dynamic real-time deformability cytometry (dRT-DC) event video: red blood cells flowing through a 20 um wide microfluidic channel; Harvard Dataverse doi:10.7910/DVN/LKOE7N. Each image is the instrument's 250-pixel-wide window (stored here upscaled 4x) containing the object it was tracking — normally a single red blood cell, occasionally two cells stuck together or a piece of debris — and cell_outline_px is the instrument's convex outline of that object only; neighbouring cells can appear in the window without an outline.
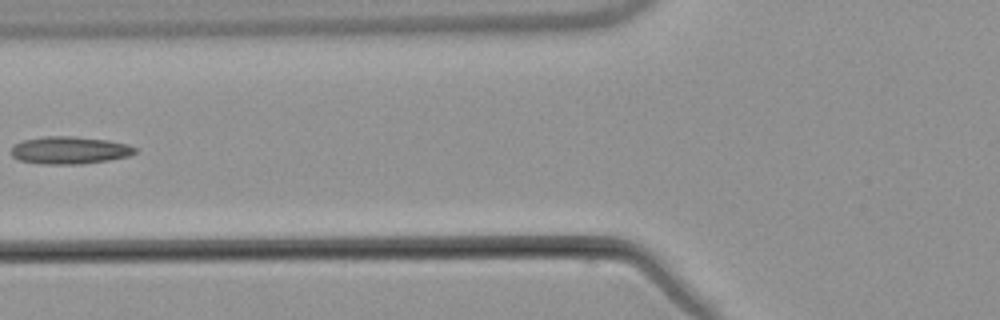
{"species": "common noctule bat (a hibernating species)", "species_latin": "Nyctalus noctula", "temperature_condition": "warm", "stored_images_in_passage": 7, "camera_frame_rate_fps": 3000, "um_per_image_px": 0.085, "animal": {"sex": "male", "body_mass_g": 21.5, "forearm_length_mm": 52.0}, "frame": {"image": 1, "passage_image": 6, "time_ms": 7.0, "image_size_px": [1000, 320], "cell_outline_px": [[136, 152], [128, 156], [108, 160], [80, 164], [40, 164], [20, 160], [12, 156], [12, 148], [20, 140], [44, 136], [72, 136], [108, 140], [128, 144], [136, 148]], "centroid_in_image_um": [5.9, 12.76], "position_along_channel_um": 119.9, "area_um2": 19.83}}
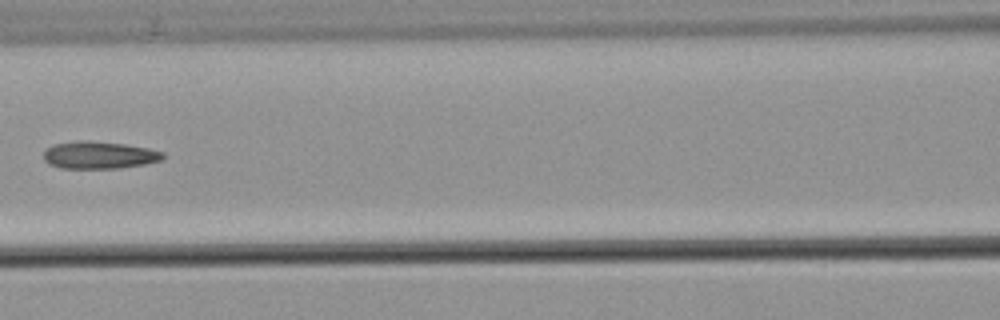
{"frame": {"image": 2, "passage_image": 7, "time_ms": 8.0, "image_size_px": [1000, 320], "cell_outline_px": [[164, 156], [160, 160], [144, 164], [120, 168], [60, 168], [48, 164], [44, 160], [44, 152], [48, 148], [56, 144], [76, 140], [88, 140], [124, 144], [148, 148], [164, 152]], "centroid_in_image_um": [8.41, 13.18], "position_along_channel_um": 158.2, "area_um2": 18.96}}